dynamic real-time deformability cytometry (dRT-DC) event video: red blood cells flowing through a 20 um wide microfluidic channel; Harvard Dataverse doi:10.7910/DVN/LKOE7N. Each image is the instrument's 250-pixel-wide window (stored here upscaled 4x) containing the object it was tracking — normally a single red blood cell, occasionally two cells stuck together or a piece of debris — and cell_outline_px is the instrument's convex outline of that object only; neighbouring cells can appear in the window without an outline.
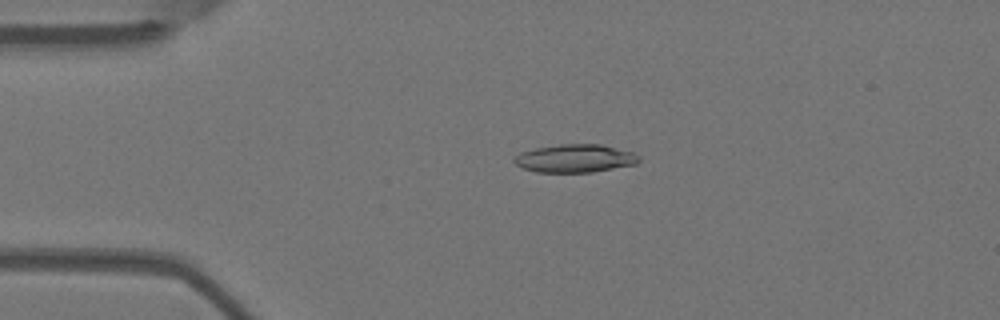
{"species": "Egyptian fruit bat (a non-hibernating species)", "species_latin": "Rousettus aegyptiacus", "temperature_condition": "warm", "stored_images_in_passage": 3, "camera_frame_rate_fps": 3000, "um_per_image_px": 0.085, "animal": {"sex": "female"}, "frame": {"image": 1, "passage_image": 2, "time_ms": 0.333, "image_size_px": [1000, 320], "cell_outline_px": [[640, 160], [636, 164], [592, 172], [536, 172], [524, 168], [516, 164], [512, 160], [520, 152], [536, 148], [560, 144], [600, 144], [632, 152], [640, 156]], "centroid_in_image_um": [48.88, 13.46], "position_along_channel_um": 36.1, "area_um2": 20.29}}